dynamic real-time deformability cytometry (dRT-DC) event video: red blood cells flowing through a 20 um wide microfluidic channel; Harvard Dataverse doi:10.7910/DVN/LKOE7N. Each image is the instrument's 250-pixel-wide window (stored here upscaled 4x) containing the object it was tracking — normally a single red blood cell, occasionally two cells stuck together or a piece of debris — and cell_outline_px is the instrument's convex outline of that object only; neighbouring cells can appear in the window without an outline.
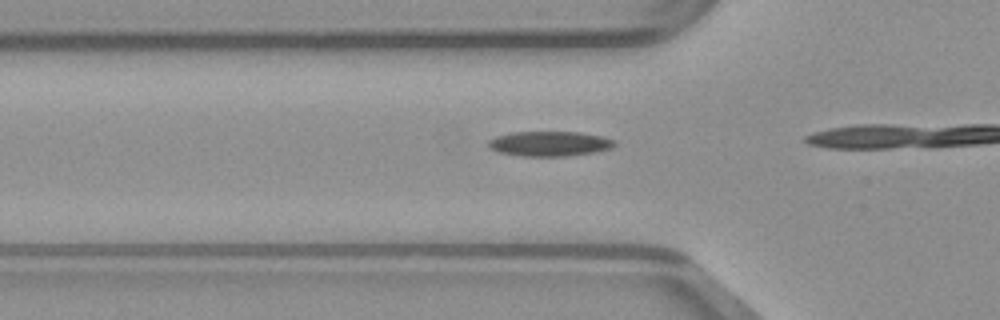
{"species": "common noctule bat (a hibernating species)", "species_latin": "Nyctalus noctula", "temperature_condition": "warm", "stored_images_in_passage": 7, "camera_frame_rate_fps": 3000, "um_per_image_px": 0.085, "animal": {"sex": "male", "body_mass_g": 23.1, "forearm_length_mm": 52.7}, "frame": {"image": 1, "passage_image": 5, "time_ms": 1.333, "image_size_px": [1000, 320], "cell_outline_px": [[616, 144], [612, 148], [592, 152], [564, 156], [524, 156], [500, 152], [492, 148], [488, 144], [488, 140], [496, 136], [512, 132], [580, 132], [600, 136], [616, 140]], "centroid_in_image_um": [46.73, 12.2], "position_along_channel_um": 79.1, "area_um2": 18.09}}